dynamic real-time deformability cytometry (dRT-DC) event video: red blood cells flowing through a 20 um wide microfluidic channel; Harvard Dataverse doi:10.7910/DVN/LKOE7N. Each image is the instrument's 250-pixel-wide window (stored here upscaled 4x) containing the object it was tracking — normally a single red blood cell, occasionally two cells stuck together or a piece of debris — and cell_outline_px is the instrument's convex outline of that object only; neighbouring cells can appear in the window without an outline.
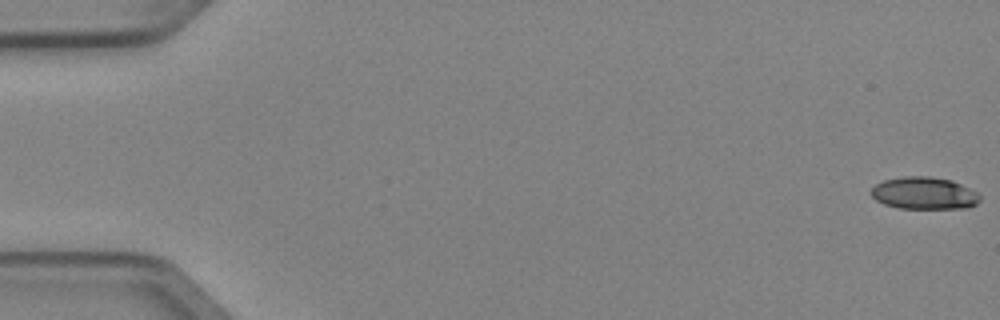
{"species": "Egyptian fruit bat (a non-hibernating species)", "species_latin": "Rousettus aegyptiacus", "temperature_condition": "cold", "stored_images_in_passage": 7, "camera_frame_rate_fps": 3000, "um_per_image_px": 0.085, "animal": {"sex": "female"}, "frame": {"image": 1, "passage_image": 1, "time_ms": 0.0, "image_size_px": [1000, 320], "cell_outline_px": [[980, 200], [976, 204], [968, 208], [900, 208], [884, 204], [876, 200], [868, 192], [876, 184], [884, 180], [904, 176], [928, 176], [952, 180], [976, 192], [980, 196]], "centroid_in_image_um": [78.53, 16.42], "position_along_channel_um": 6.5, "area_um2": 20.4}}
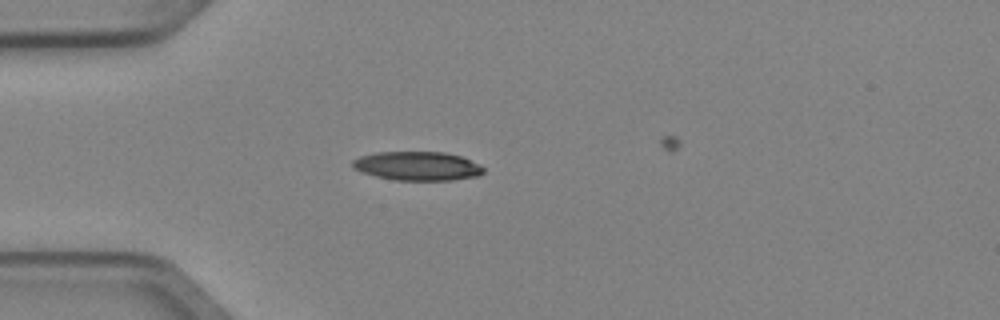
{"frame": {"image": 2, "passage_image": 5, "time_ms": 1.333, "image_size_px": [1000, 320], "cell_outline_px": [[484, 172], [480, 176], [452, 180], [396, 180], [376, 176], [352, 168], [352, 160], [360, 156], [376, 152], [444, 152], [460, 156], [480, 164], [484, 168]], "centroid_in_image_um": [35.5, 14.11], "position_along_channel_um": 49.5, "area_um2": 22.08}}
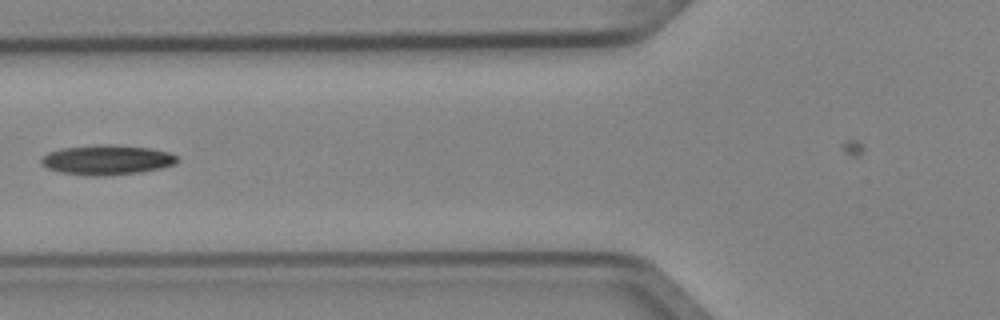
{"frame": {"image": 3, "passage_image": 7, "time_ms": 2.0, "image_size_px": [1000, 320], "cell_outline_px": [[180, 160], [176, 164], [160, 168], [140, 172], [104, 176], [88, 176], [60, 172], [48, 168], [40, 164], [40, 160], [48, 152], [60, 148], [100, 144], [112, 144], [152, 148], [168, 152], [176, 156]], "centroid_in_image_um": [9.08, 13.58], "position_along_channel_um": 116.7, "area_um2": 23.87}}